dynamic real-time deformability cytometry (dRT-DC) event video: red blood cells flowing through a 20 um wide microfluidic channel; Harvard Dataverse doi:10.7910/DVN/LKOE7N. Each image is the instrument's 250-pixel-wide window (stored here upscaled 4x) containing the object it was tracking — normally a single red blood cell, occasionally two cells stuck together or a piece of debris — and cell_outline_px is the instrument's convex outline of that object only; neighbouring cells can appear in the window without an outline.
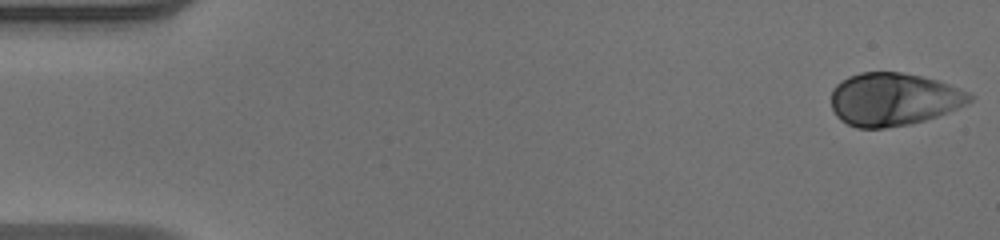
{"species": "human", "species_latin": "Homo sapiens", "temperature_condition": "warm", "stored_images_in_passage": 49, "camera_frame_rate_fps": 3000, "um_per_image_px": 0.085, "donor": {"sex": "male"}, "frame": {"image": 1, "passage_image": 1, "time_ms": 0.0, "image_size_px": [1000, 240], "cell_outline_px": [[976, 96], [972, 100], [956, 108], [936, 116], [912, 124], [884, 128], [856, 128], [840, 120], [836, 116], [832, 108], [832, 88], [840, 80], [848, 76], [860, 72], [900, 72], [920, 76], [936, 80], [948, 84], [968, 92]], "centroid_in_image_um": [75.91, 8.44], "position_along_channel_um": 9.1, "area_um2": 42.66}}
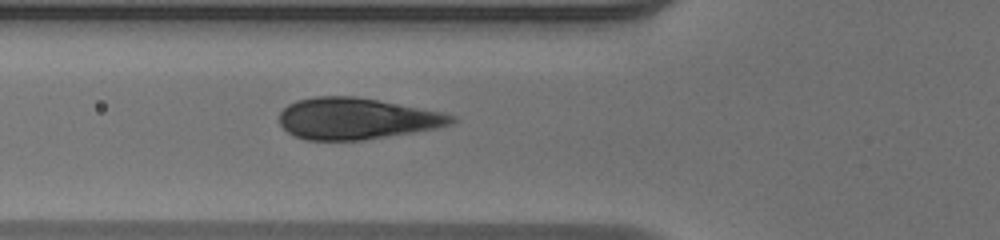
{"frame": {"image": 2, "passage_image": 18, "time_ms": 5.667, "image_size_px": [1000, 240], "cell_outline_px": [[456, 120], [452, 124], [436, 128], [364, 140], [304, 140], [288, 132], [280, 124], [280, 112], [288, 104], [296, 100], [316, 96], [356, 96], [444, 112], [456, 116]], "centroid_in_image_um": [30.31, 10.07], "position_along_channel_um": 95.5, "area_um2": 41.56}}
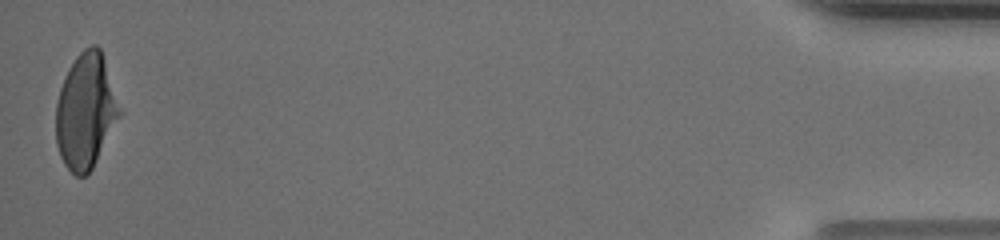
{"frame": {"image": 3, "passage_image": 49, "time_ms": 16.0, "image_size_px": [1000, 240], "cell_outline_px": [[120, 116], [92, 168], [84, 176], [76, 176], [64, 164], [60, 156], [56, 144], [56, 104], [60, 88], [64, 76], [68, 68], [76, 56], [84, 48], [92, 44], [96, 44], [100, 48], [120, 108]], "centroid_in_image_um": [7.25, 9.44], "position_along_channel_um": 427.9, "area_um2": 42.19}}